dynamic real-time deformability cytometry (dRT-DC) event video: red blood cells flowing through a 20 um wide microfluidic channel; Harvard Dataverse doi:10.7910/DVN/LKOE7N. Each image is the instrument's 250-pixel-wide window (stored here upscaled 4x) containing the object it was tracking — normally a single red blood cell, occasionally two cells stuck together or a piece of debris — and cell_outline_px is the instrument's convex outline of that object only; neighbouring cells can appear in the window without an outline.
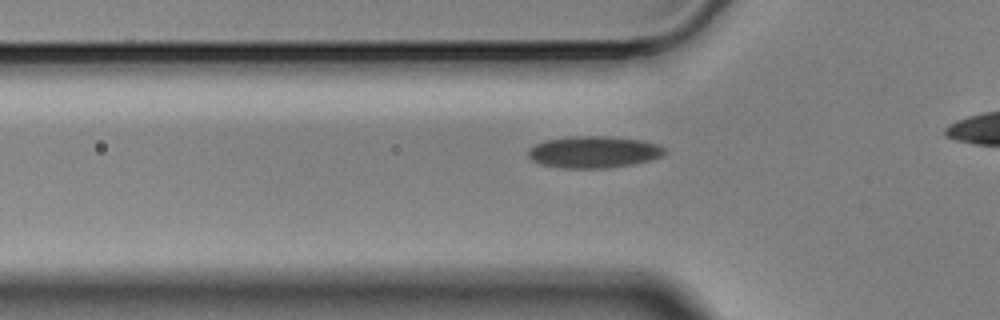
{"species": "Egyptian fruit bat (a non-hibernating species)", "species_latin": "Rousettus aegyptiacus", "temperature_condition": "cold", "stored_images_in_passage": 40, "camera_frame_rate_fps": 3000, "um_per_image_px": 0.085, "animal": {"sex": "male"}, "frame": {"image": 1, "passage_image": 12, "time_ms": 3.667, "image_size_px": [1000, 320], "cell_outline_px": [[668, 152], [664, 156], [652, 160], [632, 164], [608, 168], [564, 168], [540, 164], [532, 160], [528, 156], [528, 148], [544, 140], [568, 136], [608, 136], [644, 140], [656, 144], [664, 148]], "centroid_in_image_um": [50.49, 12.91], "position_along_channel_um": 75.3, "area_um2": 25.61}}
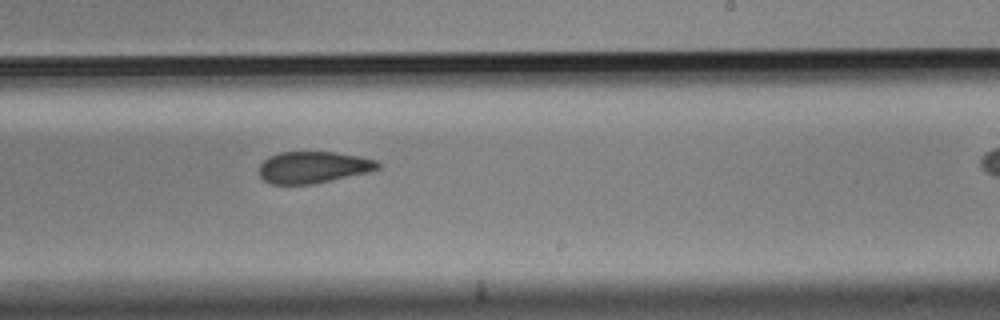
{"frame": {"image": 2, "passage_image": 28, "time_ms": 9.0, "image_size_px": [1000, 320], "cell_outline_px": [[380, 168], [368, 172], [312, 184], [272, 184], [264, 180], [260, 176], [260, 164], [268, 156], [280, 152], [336, 152], [360, 156], [376, 160], [380, 164]], "centroid_in_image_um": [26.62, 14.21], "position_along_channel_um": 262.4, "area_um2": 21.85}}
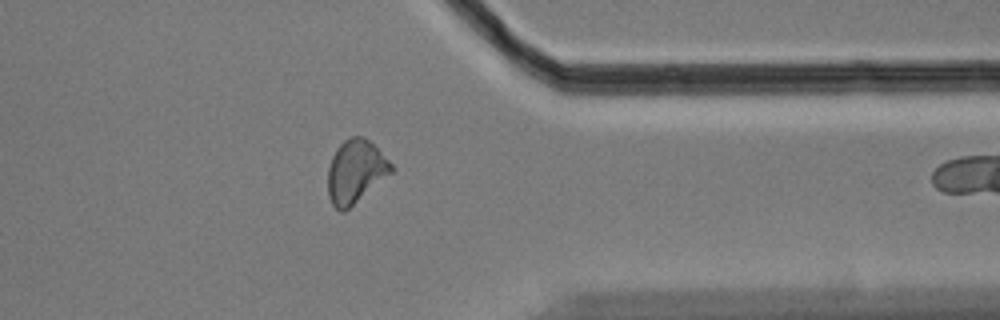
{"frame": {"image": 3, "passage_image": 39, "time_ms": 12.667, "image_size_px": [1000, 320], "cell_outline_px": [[396, 168], [392, 172], [344, 212], [340, 212], [332, 204], [328, 196], [328, 168], [332, 156], [336, 148], [344, 140], [352, 136], [364, 136]], "centroid_in_image_um": [30.2, 14.58], "position_along_channel_um": 381.2, "area_um2": 23.12}}